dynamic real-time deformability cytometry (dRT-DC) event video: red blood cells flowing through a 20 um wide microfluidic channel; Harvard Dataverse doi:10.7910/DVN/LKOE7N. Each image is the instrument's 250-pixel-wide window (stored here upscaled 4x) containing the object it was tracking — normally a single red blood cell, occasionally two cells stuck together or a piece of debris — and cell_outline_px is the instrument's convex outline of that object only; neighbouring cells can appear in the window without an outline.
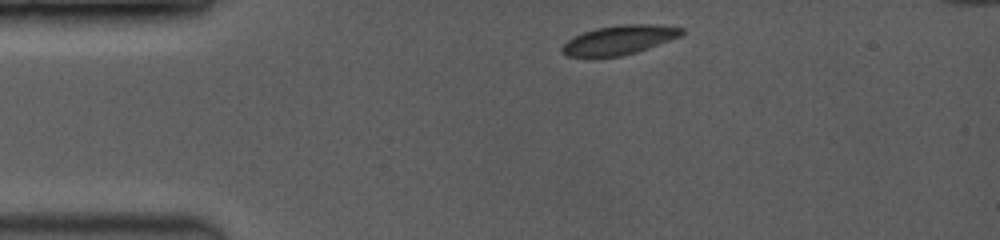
{"species": "common noctule bat (a hibernating species)", "species_latin": "Nyctalus noctula", "temperature_condition": "room temperature", "stored_images_in_passage": 3, "camera_frame_rate_fps": 3500, "um_per_image_px": 0.085, "animal": {"sex": "female", "body_mass_g": 19.0, "forearm_length_mm": 53.3}, "frame": {"image": 1, "passage_image": 1, "time_ms": 0.0, "image_size_px": [1000, 240], "cell_outline_px": [[684, 32], [680, 36], [648, 48], [636, 52], [620, 56], [568, 56], [560, 48], [568, 40], [584, 32], [600, 28], [628, 24], [648, 24], [684, 28]], "centroid_in_image_um": [52.66, 3.39], "position_along_channel_um": 32.3, "area_um2": 19.65}}